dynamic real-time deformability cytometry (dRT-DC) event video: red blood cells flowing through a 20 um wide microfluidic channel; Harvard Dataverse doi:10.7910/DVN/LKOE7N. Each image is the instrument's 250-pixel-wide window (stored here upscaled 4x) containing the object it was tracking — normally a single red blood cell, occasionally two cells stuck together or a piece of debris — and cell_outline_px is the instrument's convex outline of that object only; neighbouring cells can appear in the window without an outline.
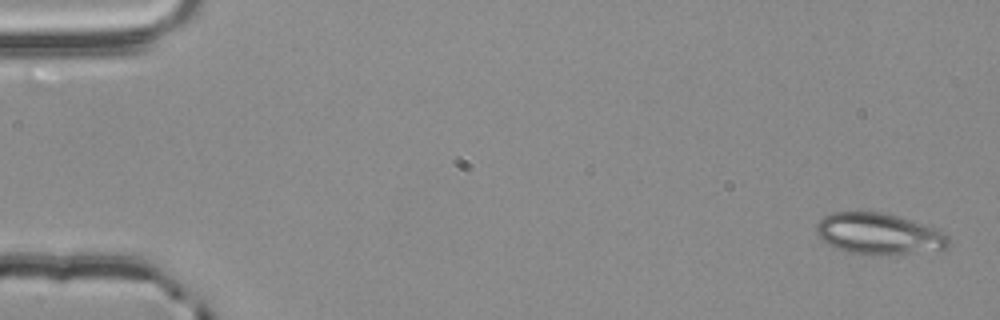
{"species": "common noctule bat (a hibernating species)", "species_latin": "Nyctalus noctula", "temperature_condition": "room temperature", "stored_images_in_passage": 7, "camera_frame_rate_fps": 3000, "um_per_image_px": 0.085, "animal": {"sex": "male", "body_mass_g": 20.4}, "frame": {"image": 1, "passage_image": 1, "time_ms": 0.0, "image_size_px": [1000, 320], "cell_outline_px": [[948, 248], [880, 256], [876, 256], [848, 252], [836, 248], [820, 240], [816, 236], [816, 224], [824, 216], [832, 212], [880, 212], [896, 216], [932, 228], [948, 236]], "centroid_in_image_um": [74.59, 19.89], "position_along_channel_um": 10.4, "area_um2": 31.44}}